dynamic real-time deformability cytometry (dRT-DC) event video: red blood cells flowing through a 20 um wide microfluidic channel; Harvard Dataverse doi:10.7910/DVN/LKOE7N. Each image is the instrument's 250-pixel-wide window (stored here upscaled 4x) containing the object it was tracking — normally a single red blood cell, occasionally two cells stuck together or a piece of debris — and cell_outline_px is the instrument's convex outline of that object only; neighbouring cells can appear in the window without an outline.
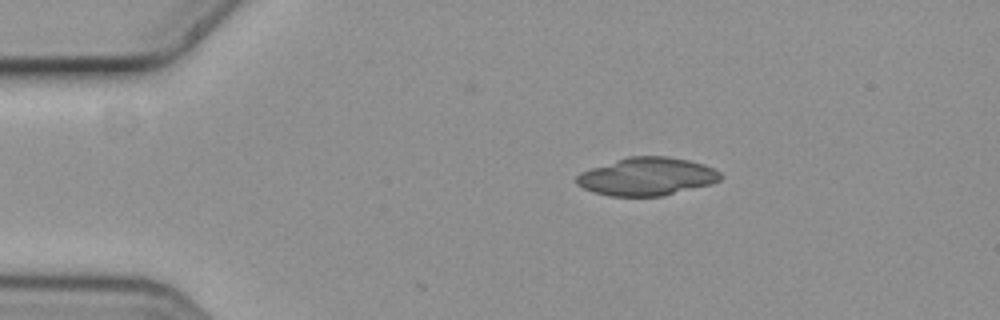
{"species": "common noctule bat (a hibernating species)", "species_latin": "Nyctalus noctula", "temperature_condition": "cold", "stored_images_in_passage": 5, "camera_frame_rate_fps": 3000, "um_per_image_px": 0.085, "animal": {"sex": "female", "body_mass_g": 19.3, "forearm_length_mm": 54.1}, "frame": {"image": 1, "passage_image": 1, "time_ms": 0.0, "image_size_px": [1000, 320], "cell_outline_px": [[720, 180], [712, 184], [660, 196], [612, 196], [596, 192], [584, 188], [576, 184], [576, 176], [580, 172], [628, 156], [668, 156], [688, 160], [704, 164], [720, 172]], "centroid_in_image_um": [54.99, 15.0], "position_along_channel_um": 30.0, "area_um2": 31.56}}